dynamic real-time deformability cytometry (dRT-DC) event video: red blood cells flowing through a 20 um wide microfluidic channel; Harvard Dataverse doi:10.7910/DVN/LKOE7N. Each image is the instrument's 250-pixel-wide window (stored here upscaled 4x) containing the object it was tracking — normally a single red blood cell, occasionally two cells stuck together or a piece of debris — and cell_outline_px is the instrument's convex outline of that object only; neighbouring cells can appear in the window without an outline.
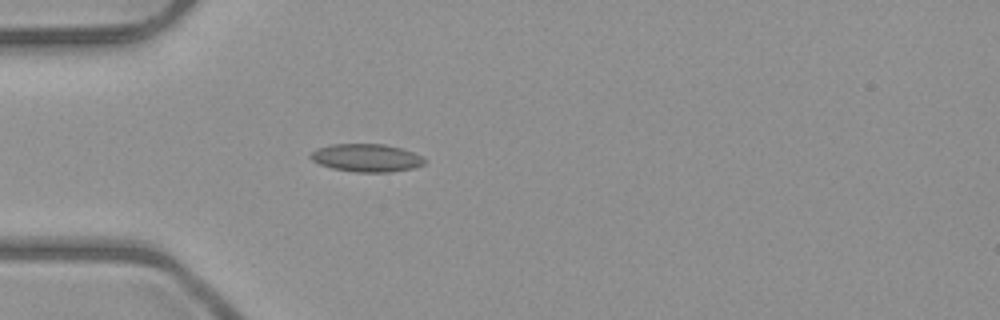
{"species": "common noctule bat (a hibernating species)", "species_latin": "Nyctalus noctula", "temperature_condition": "room temperature", "stored_images_in_passage": 1, "camera_frame_rate_fps": 3000, "um_per_image_px": 0.085, "animal": {"sex": "male", "body_mass_g": 23.1, "forearm_length_mm": 52.7}, "frame": {"image": 1, "passage_image": 1, "time_ms": 0.0, "image_size_px": [1000, 320], "cell_outline_px": [[424, 164], [412, 168], [388, 172], [356, 172], [332, 168], [320, 164], [312, 160], [308, 156], [312, 152], [320, 148], [332, 144], [384, 144], [400, 148], [412, 152], [420, 156], [424, 160]], "centroid_in_image_um": [31.12, 13.42], "position_along_channel_um": 53.9, "area_um2": 18.21}}